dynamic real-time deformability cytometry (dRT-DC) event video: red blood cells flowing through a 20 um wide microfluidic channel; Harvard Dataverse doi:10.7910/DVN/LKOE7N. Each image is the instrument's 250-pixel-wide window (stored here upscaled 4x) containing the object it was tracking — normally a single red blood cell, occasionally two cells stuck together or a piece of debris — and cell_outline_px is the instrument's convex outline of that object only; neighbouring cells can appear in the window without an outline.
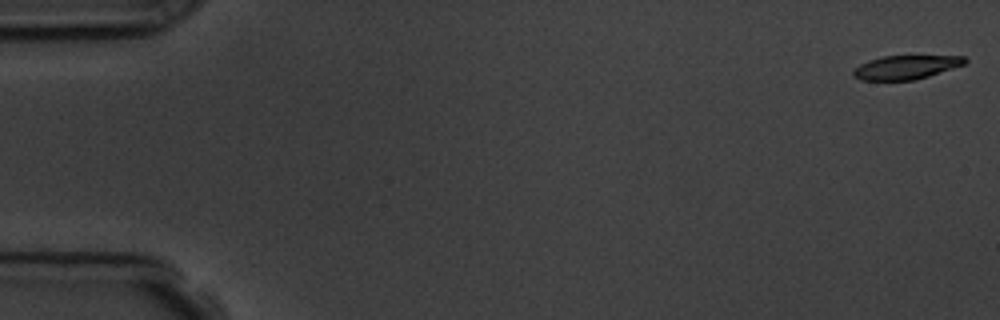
{"species": "common noctule bat (a hibernating species)", "species_latin": "Nyctalus noctula", "temperature_condition": "room temperature", "stored_images_in_passage": 57, "camera_frame_rate_fps": 3000, "um_per_image_px": 0.085, "animal": {"sex": "male", "body_mass_g": 19.5, "forearm_length_mm": 54.6}, "frame": {"image": 1, "passage_image": 1, "time_ms": 0.0, "image_size_px": [1000, 320], "cell_outline_px": [[968, 60], [964, 64], [916, 80], [860, 80], [852, 76], [852, 72], [860, 64], [868, 60], [880, 56], [964, 56]], "centroid_in_image_um": [76.96, 5.72], "position_along_channel_um": 8.0, "area_um2": 15.43}}
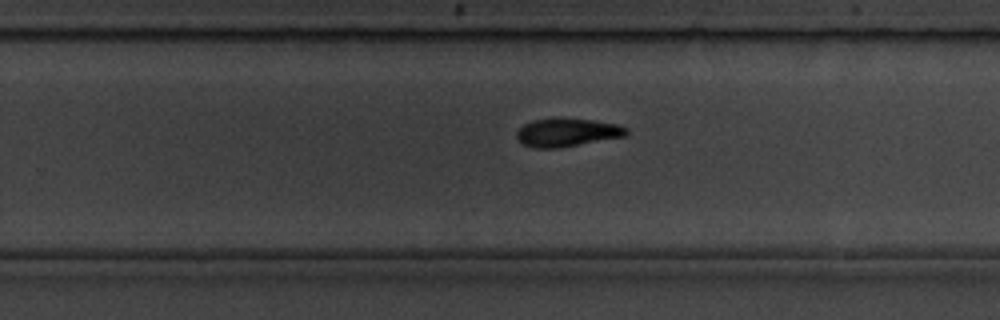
{"frame": {"image": 2, "passage_image": 36, "time_ms": 11.667, "image_size_px": [1000, 320], "cell_outline_px": [[628, 132], [624, 136], [560, 148], [532, 148], [524, 144], [516, 136], [516, 132], [524, 124], [532, 120], [556, 116], [564, 116], [596, 120], [620, 124], [628, 128]], "centroid_in_image_um": [48.21, 11.21], "position_along_channel_um": 281.6, "area_um2": 18.67}}
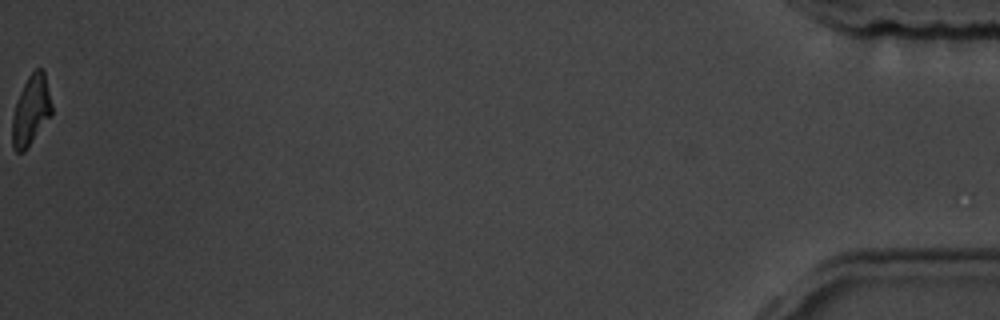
{"frame": {"image": 3, "passage_image": 57, "time_ms": 18.667, "image_size_px": [1000, 320], "cell_outline_px": [[52, 116], [24, 152], [16, 152], [12, 148], [12, 116], [20, 92], [28, 76], [36, 68], [40, 68], [44, 72], [52, 104]], "centroid_in_image_um": [2.64, 9.42], "position_along_channel_um": 432.6, "area_um2": 16.13}, "authors_computed_cell_mechanics": {"area_um2": 17.9758, "velocity_mm_per_s": 3.6136, "shape_relaxation_time_tau1_ms": 4.9304, "shape_relaxation_time_tau2_ms": 10.8294, "deformation_change_tau1": 0.1666, "deformation_change_tau2": 0.1854}}